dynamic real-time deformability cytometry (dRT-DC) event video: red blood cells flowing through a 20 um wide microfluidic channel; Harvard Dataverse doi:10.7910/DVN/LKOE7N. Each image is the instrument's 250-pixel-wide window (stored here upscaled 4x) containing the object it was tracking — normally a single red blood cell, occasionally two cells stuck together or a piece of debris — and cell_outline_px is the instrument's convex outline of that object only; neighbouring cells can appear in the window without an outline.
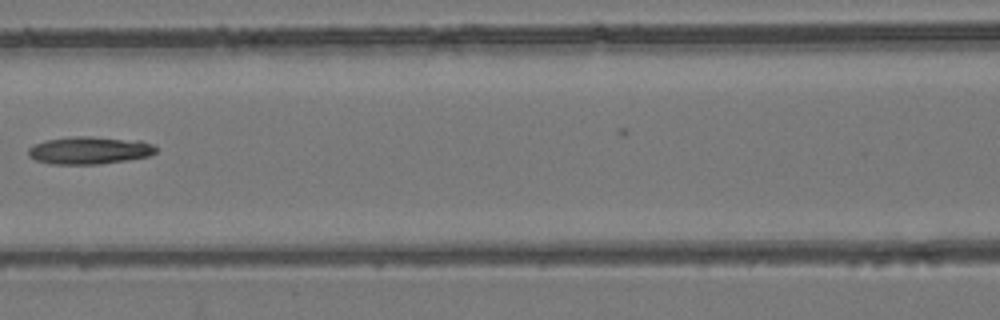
{"species": "common noctule bat (a hibernating species)", "species_latin": "Nyctalus noctula", "temperature_condition": "room temperature", "stored_images_in_passage": 8, "camera_frame_rate_fps": 3000, "um_per_image_px": 0.085, "animal": {"sex": "female", "body_mass_g": 24.6, "forearm_length_mm": 56.2}, "frame": {"image": 1, "passage_image": 7, "time_ms": 2.0, "image_size_px": [1000, 320], "cell_outline_px": [[156, 152], [148, 156], [100, 164], [52, 164], [36, 160], [28, 156], [28, 148], [44, 140], [76, 136], [92, 136], [140, 140], [152, 144], [156, 148]], "centroid_in_image_um": [7.59, 12.77], "position_along_channel_um": 159.0, "area_um2": 20.46}}
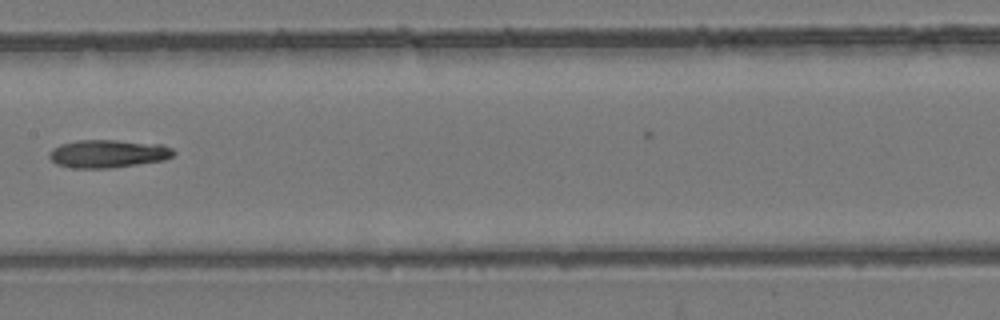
{"frame": {"image": 2, "passage_image": 8, "time_ms": 2.333, "image_size_px": [1000, 320], "cell_outline_px": [[176, 152], [172, 156], [164, 160], [112, 168], [72, 168], [56, 164], [48, 156], [48, 152], [52, 148], [60, 144], [76, 140], [116, 140], [160, 144], [172, 148]], "centroid_in_image_um": [9.15, 13.06], "position_along_channel_um": 198.3, "area_um2": 20.4}}